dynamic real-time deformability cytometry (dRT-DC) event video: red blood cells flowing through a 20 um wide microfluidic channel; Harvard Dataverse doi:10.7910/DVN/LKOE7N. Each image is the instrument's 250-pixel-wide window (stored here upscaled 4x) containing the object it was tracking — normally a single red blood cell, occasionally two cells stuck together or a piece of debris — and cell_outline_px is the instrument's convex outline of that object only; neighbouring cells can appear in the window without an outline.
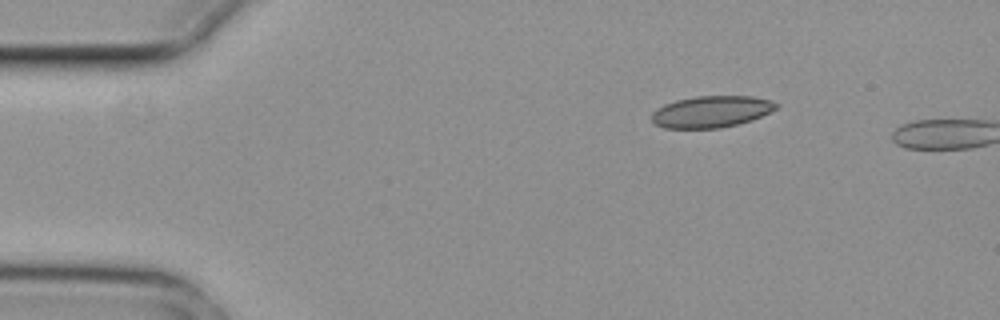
{"species": "common noctule bat (a hibernating species)", "species_latin": "Nyctalus noctula", "temperature_condition": "cold", "stored_images_in_passage": 2, "camera_frame_rate_fps": 3000, "um_per_image_px": 0.085, "animal": {"sex": "female", "body_mass_g": 29.2, "forearm_length_mm": 56.3}, "frame": {"image": 1, "passage_image": 1, "time_ms": 0.0, "image_size_px": [1000, 320], "cell_outline_px": [[780, 104], [776, 108], [752, 120], [720, 128], [664, 128], [656, 124], [652, 120], [652, 112], [656, 108], [664, 104], [676, 100], [696, 96], [752, 96], [768, 100]], "centroid_in_image_um": [60.43, 9.49], "position_along_channel_um": 24.6, "area_um2": 22.77}}